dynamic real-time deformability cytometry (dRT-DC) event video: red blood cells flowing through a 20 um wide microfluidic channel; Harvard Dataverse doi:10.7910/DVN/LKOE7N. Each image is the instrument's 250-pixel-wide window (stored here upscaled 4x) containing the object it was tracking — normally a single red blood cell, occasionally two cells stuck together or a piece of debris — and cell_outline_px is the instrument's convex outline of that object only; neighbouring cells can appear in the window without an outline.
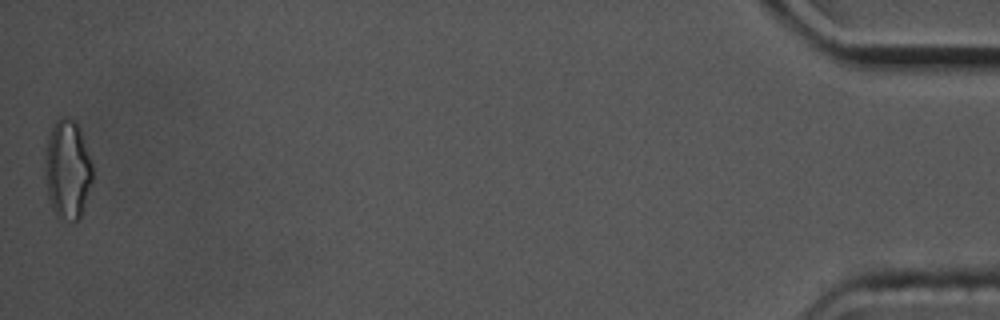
{"species": "common noctule bat (a hibernating species)", "species_latin": "Nyctalus noctula", "temperature_condition": "cold", "stored_images_in_passage": 57, "camera_frame_rate_fps": 3000, "um_per_image_px": 0.085, "animal": {"sex": "male", "body_mass_g": 17.5, "forearm_length_mm": 52.3}, "frame": {"image": 1, "passage_image": 57, "time_ms": 18.667, "image_size_px": [1000, 320], "cell_outline_px": [[92, 180], [80, 216], [76, 220], [72, 220], [56, 216], [52, 208], [48, 196], [44, 168], [44, 148], [48, 136], [56, 120], [60, 116], [64, 116], [76, 120], [80, 128], [92, 164]], "centroid_in_image_um": [5.71, 14.34], "position_along_channel_um": 429.5, "area_um2": 27.51}, "authors_computed_cell_mechanics": {"area_um2": 20.9814, "velocity_mm_per_s": 3.4922, "shape_relaxation_time_tau1_ms": 6.7034, "shape_relaxation_time_tau2_ms": 2.8875, "deformation_change_tau1": 0.133, "deformation_change_tau2": 0.1053}}